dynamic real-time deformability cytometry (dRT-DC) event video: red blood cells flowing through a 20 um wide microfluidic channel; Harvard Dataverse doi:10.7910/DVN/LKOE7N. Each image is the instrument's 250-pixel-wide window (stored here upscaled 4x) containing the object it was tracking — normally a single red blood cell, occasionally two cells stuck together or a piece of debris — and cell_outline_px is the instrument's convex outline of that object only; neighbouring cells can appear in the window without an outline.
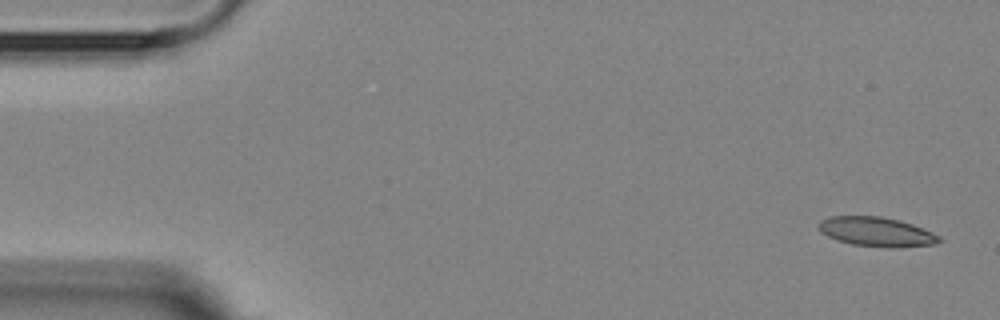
{"species": "Egyptian fruit bat (a non-hibernating species)", "species_latin": "Rousettus aegyptiacus", "temperature_condition": "room temperature", "stored_images_in_passage": 6, "segment_of_instrument_passage": [1, 2], "camera_frame_rate_fps": 3000, "um_per_image_px": 0.085, "animal": {"sex": "female"}, "frame": {"image": 1, "passage_image": 1, "time_ms": 0.0, "image_size_px": [1000, 320], "cell_outline_px": [[944, 240], [936, 244], [900, 248], [888, 248], [852, 244], [836, 240], [820, 232], [816, 228], [820, 220], [832, 216], [880, 216], [900, 220], [912, 224], [932, 232], [940, 236]], "centroid_in_image_um": [74.51, 19.71], "position_along_channel_um": 10.5, "area_um2": 20.98}}